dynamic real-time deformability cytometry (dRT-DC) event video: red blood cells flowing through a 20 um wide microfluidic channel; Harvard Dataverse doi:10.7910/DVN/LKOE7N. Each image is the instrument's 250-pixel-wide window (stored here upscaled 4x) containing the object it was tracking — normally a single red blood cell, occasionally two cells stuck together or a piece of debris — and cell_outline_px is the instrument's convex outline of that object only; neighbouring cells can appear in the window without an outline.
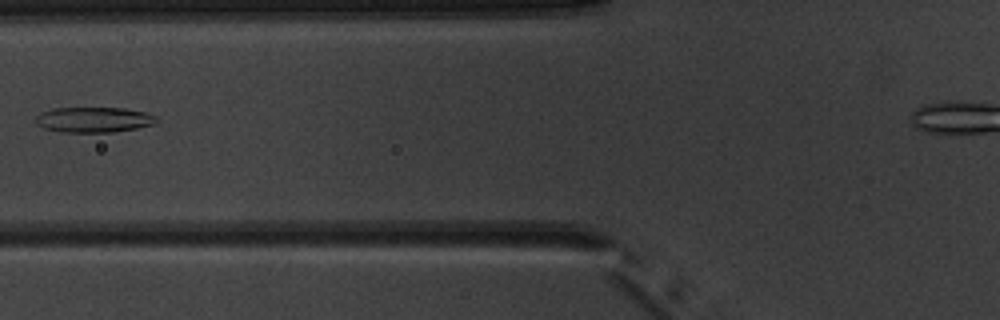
{"species": "common noctule bat (a hibernating species)", "species_latin": "Nyctalus noctula", "temperature_condition": "warm", "stored_images_in_passage": 4, "camera_frame_rate_fps": 3000, "um_per_image_px": 0.085, "animal": {"sex": "male", "body_mass_g": 20.1, "forearm_length_mm": 53.5}, "frame": {"image": 1, "passage_image": 4, "time_ms": 3.667, "image_size_px": [1000, 320], "cell_outline_px": [[156, 124], [136, 128], [112, 132], [60, 132], [44, 128], [36, 124], [36, 116], [40, 112], [52, 108], [124, 108], [144, 112], [156, 116]], "centroid_in_image_um": [7.94, 10.17], "position_along_channel_um": 117.9, "area_um2": 17.86}}